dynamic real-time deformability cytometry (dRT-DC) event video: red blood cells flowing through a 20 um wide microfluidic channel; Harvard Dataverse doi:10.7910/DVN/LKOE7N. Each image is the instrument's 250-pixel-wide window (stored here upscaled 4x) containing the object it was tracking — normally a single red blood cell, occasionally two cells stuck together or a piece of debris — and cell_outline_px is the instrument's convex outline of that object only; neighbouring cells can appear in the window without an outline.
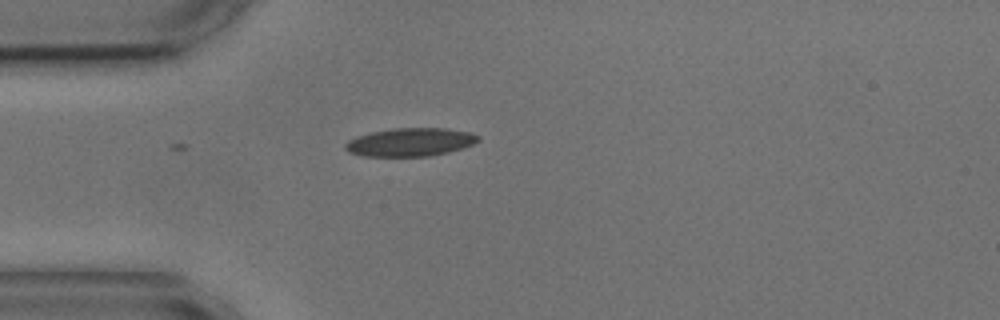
{"species": "common noctule bat (a hibernating species)", "species_latin": "Nyctalus noctula", "temperature_condition": "cold", "stored_images_in_passage": 2, "camera_frame_rate_fps": 3000, "um_per_image_px": 0.085, "animal": {"sex": "male", "body_mass_g": 17.9, "forearm_length_mm": 54.2}, "frame": {"image": 1, "passage_image": 2, "time_ms": 1.0, "image_size_px": [1000, 320], "cell_outline_px": [[480, 140], [464, 148], [448, 152], [428, 156], [364, 156], [348, 152], [344, 148], [344, 144], [348, 140], [356, 136], [372, 132], [392, 128], [448, 128], [468, 132], [480, 136]], "centroid_in_image_um": [34.86, 12.08], "position_along_channel_um": 50.1, "area_um2": 21.96}}